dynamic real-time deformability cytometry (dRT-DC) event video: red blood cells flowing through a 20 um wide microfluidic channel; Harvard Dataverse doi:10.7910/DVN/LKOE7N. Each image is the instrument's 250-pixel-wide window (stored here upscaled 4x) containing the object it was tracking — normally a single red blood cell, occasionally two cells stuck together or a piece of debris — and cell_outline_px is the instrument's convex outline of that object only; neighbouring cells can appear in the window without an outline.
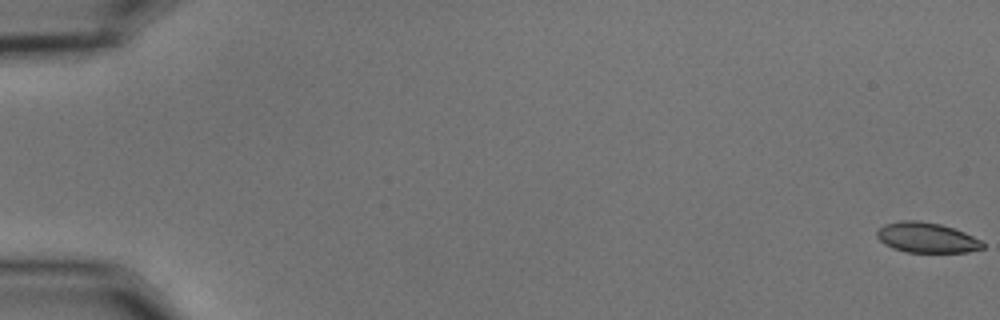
{"species": "common noctule bat (a hibernating species)", "species_latin": "Nyctalus noctula", "temperature_condition": "cold", "stored_images_in_passage": 16, "camera_frame_rate_fps": 3000, "um_per_image_px": 0.085, "animal": {"sex": "male", "body_mass_g": 15.6}, "frame": {"image": 1, "passage_image": 1, "time_ms": 0.0, "image_size_px": [1000, 320], "cell_outline_px": [[984, 248], [968, 252], [908, 252], [892, 248], [884, 244], [876, 236], [876, 232], [884, 224], [904, 220], [920, 220], [940, 224], [964, 232], [980, 240], [984, 244]], "centroid_in_image_um": [78.75, 20.2], "position_along_channel_um": 6.2, "area_um2": 18.55}}
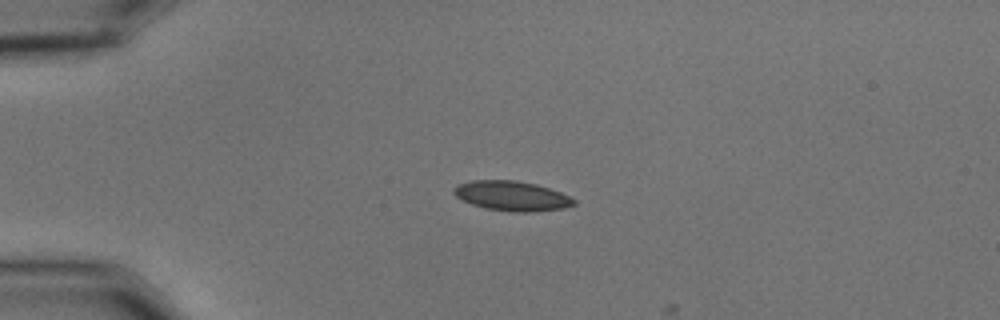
{"frame": {"image": 2, "passage_image": 15, "time_ms": 4.667, "image_size_px": [1000, 320], "cell_outline_px": [[576, 204], [564, 208], [528, 212], [512, 212], [484, 208], [472, 204], [456, 196], [452, 192], [452, 188], [456, 184], [472, 180], [516, 180], [536, 184], [560, 192], [576, 200]], "centroid_in_image_um": [43.47, 16.65], "position_along_channel_um": 41.5, "area_um2": 20.87}}